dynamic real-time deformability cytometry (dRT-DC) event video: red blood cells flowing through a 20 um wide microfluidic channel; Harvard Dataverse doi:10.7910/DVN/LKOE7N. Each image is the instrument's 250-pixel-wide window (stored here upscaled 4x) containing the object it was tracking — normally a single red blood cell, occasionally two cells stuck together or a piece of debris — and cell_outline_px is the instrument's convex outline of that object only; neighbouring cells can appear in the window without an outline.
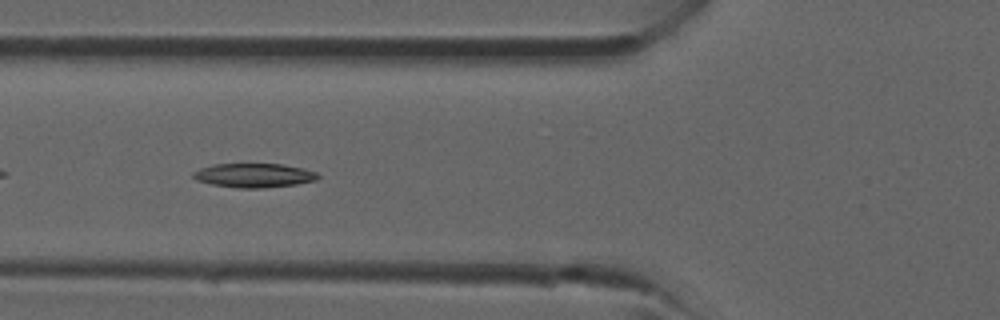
{"species": "common noctule bat (a hibernating species)", "species_latin": "Nyctalus noctula", "temperature_condition": "room temperature", "stored_images_in_passage": 25, "camera_frame_rate_fps": 3000, "um_per_image_px": 0.085, "animal": {"sex": "male", "forearm_length_mm": 52.5}, "frame": {"image": 1, "passage_image": 4, "time_ms": 1.0, "image_size_px": [1000, 320], "cell_outline_px": [[320, 176], [316, 180], [296, 184], [264, 188], [236, 188], [212, 184], [196, 180], [192, 176], [192, 172], [200, 168], [212, 164], [280, 164], [304, 168], [316, 172]], "centroid_in_image_um": [21.57, 14.91], "position_along_channel_um": 104.2, "area_um2": 17.57}}